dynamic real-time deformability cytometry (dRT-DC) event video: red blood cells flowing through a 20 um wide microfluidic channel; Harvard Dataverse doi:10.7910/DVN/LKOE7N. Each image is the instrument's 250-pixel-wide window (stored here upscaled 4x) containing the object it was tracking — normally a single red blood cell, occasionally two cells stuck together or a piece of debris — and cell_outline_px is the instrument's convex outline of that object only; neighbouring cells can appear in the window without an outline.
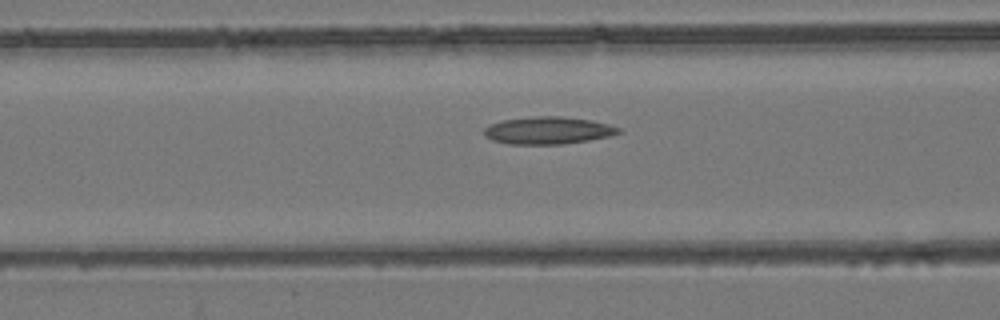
{"species": "common noctule bat (a hibernating species)", "species_latin": "Nyctalus noctula", "temperature_condition": "room temperature", "stored_images_in_passage": 53, "camera_frame_rate_fps": 3000, "um_per_image_px": 0.085, "animal": {"sex": "female", "body_mass_g": 24.6, "forearm_length_mm": 56.2}, "frame": {"image": 1, "passage_image": 21, "time_ms": 6.667, "image_size_px": [1000, 320], "cell_outline_px": [[620, 132], [608, 136], [588, 140], [560, 144], [508, 144], [492, 140], [484, 136], [484, 128], [492, 124], [504, 120], [532, 116], [560, 116], [592, 120], [608, 124], [620, 128]], "centroid_in_image_um": [46.56, 11.08], "position_along_channel_um": 120.0, "area_um2": 21.27}}
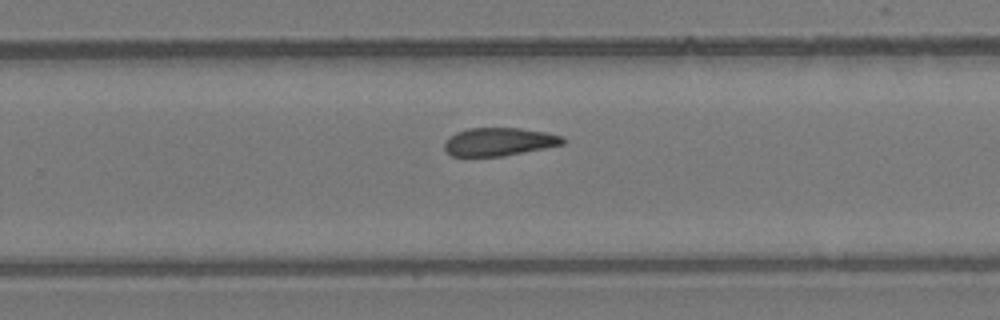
{"frame": {"image": 2, "passage_image": 34, "time_ms": 11.0, "image_size_px": [1000, 320], "cell_outline_px": [[564, 144], [504, 156], [452, 156], [444, 148], [444, 140], [456, 132], [468, 128], [520, 128], [548, 132], [564, 136]], "centroid_in_image_um": [42.42, 12.04], "position_along_channel_um": 287.4, "area_um2": 19.48}}
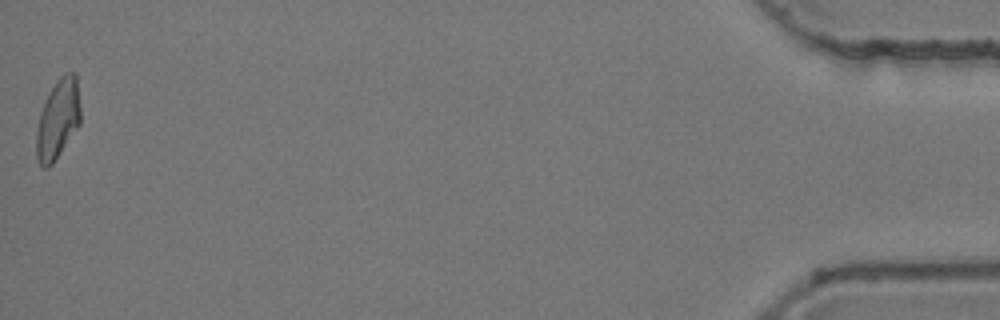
{"frame": {"image": 3, "passage_image": 53, "time_ms": 17.333, "image_size_px": [1000, 320], "cell_outline_px": [[80, 124], [52, 164], [48, 168], [44, 168], [40, 164], [36, 156], [36, 132], [40, 112], [48, 92], [56, 80], [64, 72], [76, 72], [80, 108]], "centroid_in_image_um": [4.92, 10.09], "position_along_channel_um": 430.3, "area_um2": 20.58}}